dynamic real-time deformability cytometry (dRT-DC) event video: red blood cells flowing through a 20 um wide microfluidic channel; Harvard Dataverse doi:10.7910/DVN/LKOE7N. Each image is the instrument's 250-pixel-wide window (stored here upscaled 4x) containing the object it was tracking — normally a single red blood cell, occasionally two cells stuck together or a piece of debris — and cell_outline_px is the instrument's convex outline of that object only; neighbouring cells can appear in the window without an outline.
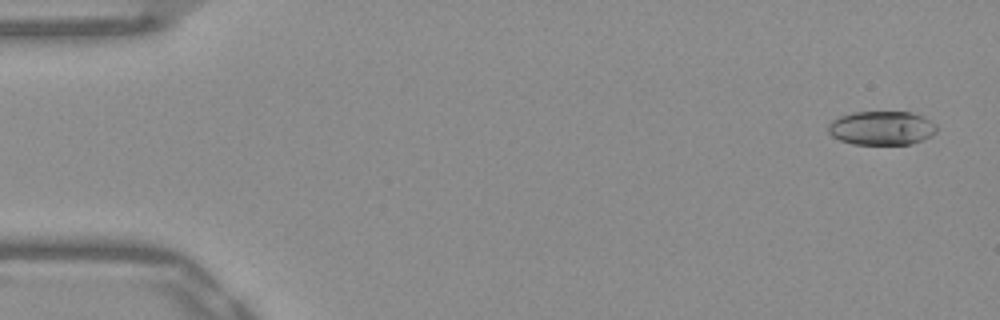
{"species": "Egyptian fruit bat (a non-hibernating species)", "species_latin": "Rousettus aegyptiacus", "temperature_condition": "warm", "stored_images_in_passage": 52, "camera_frame_rate_fps": 3000, "um_per_image_px": 0.085, "frame": {"image": 1, "passage_image": 2, "time_ms": 0.333, "image_size_px": [1000, 320], "cell_outline_px": [[936, 132], [912, 144], [852, 144], [840, 140], [832, 136], [828, 132], [828, 124], [832, 120], [840, 116], [852, 112], [912, 112], [924, 116], [936, 124]], "centroid_in_image_um": [74.92, 10.87], "position_along_channel_um": 10.1, "area_um2": 21.44}}
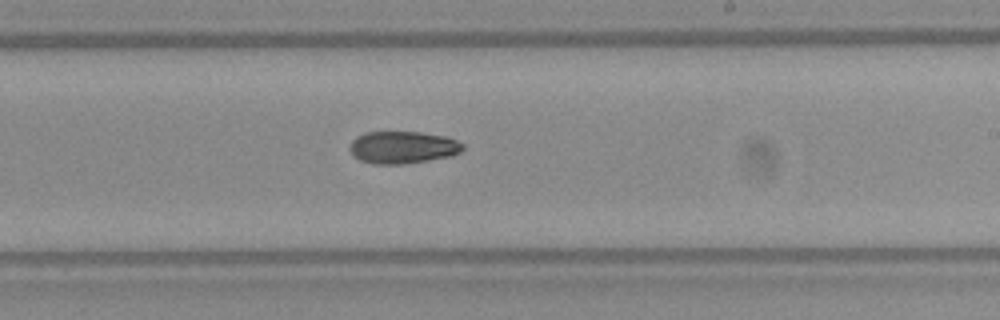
{"frame": {"image": 2, "passage_image": 31, "time_ms": 10.0, "image_size_px": [1000, 320], "cell_outline_px": [[464, 148], [460, 152], [452, 156], [404, 164], [372, 164], [360, 160], [348, 148], [352, 140], [356, 136], [368, 132], [420, 132], [448, 136], [464, 144]], "centroid_in_image_um": [34.26, 12.52], "position_along_channel_um": 254.7, "area_um2": 21.39}}
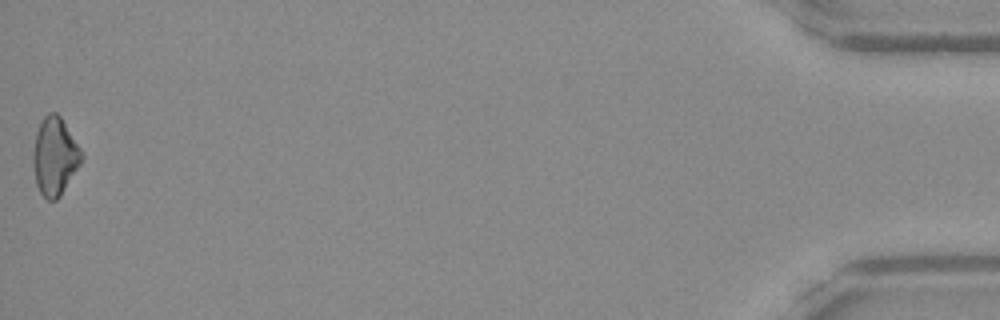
{"frame": {"image": 3, "passage_image": 52, "time_ms": 17.0, "image_size_px": [1000, 320], "cell_outline_px": [[84, 156], [80, 164], [60, 196], [56, 200], [48, 200], [40, 192], [36, 184], [32, 160], [32, 152], [36, 132], [44, 116], [48, 112], [56, 112], [60, 116], [80, 148]], "centroid_in_image_um": [4.64, 13.29], "position_along_channel_um": 430.6, "area_um2": 21.85}}